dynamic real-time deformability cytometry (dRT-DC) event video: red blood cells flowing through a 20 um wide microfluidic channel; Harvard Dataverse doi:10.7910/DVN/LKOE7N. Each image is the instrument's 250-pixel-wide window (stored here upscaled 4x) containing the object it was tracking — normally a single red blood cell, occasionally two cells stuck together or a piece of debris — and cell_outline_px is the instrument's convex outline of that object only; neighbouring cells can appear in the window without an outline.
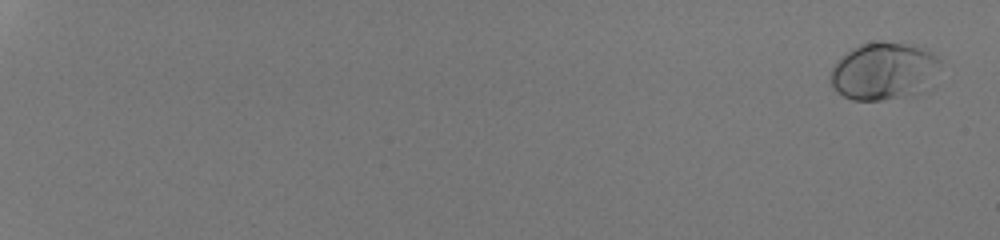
{"species": "human", "species_latin": "Homo sapiens", "temperature_condition": "room temperature", "stored_images_in_passage": 55, "camera_frame_rate_fps": 3000, "um_per_image_px": 0.085, "donor": {"sex": "male"}, "frame": {"image": 1, "passage_image": 2, "time_ms": 0.333, "image_size_px": [1000, 240], "cell_outline_px": [[940, 68], [920, 92], [880, 100], [852, 100], [836, 92], [832, 88], [828, 76], [832, 68], [852, 48], [860, 44], [880, 40], [908, 44], [924, 48], [936, 56], [940, 60]], "centroid_in_image_um": [75.07, 6.02], "position_along_channel_um": 9.9, "area_um2": 36.41}}
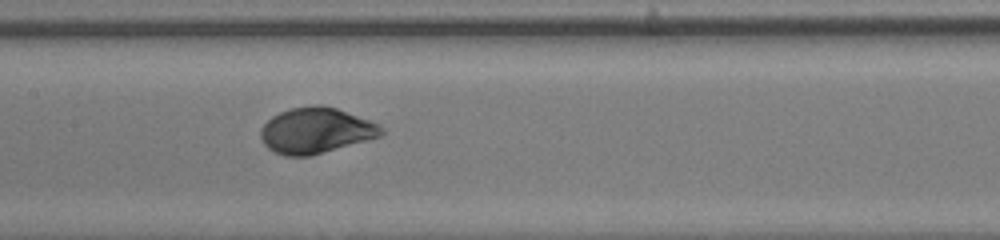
{"frame": {"image": 2, "passage_image": 33, "time_ms": 10.667, "image_size_px": [1000, 240], "cell_outline_px": [[384, 132], [380, 136], [368, 140], [308, 156], [284, 156], [268, 148], [264, 144], [260, 136], [260, 128], [272, 116], [280, 112], [292, 108], [312, 104], [320, 104], [336, 108], [380, 124], [384, 128]], "centroid_in_image_um": [26.84, 11.08], "position_along_channel_um": 180.6, "area_um2": 32.08}}
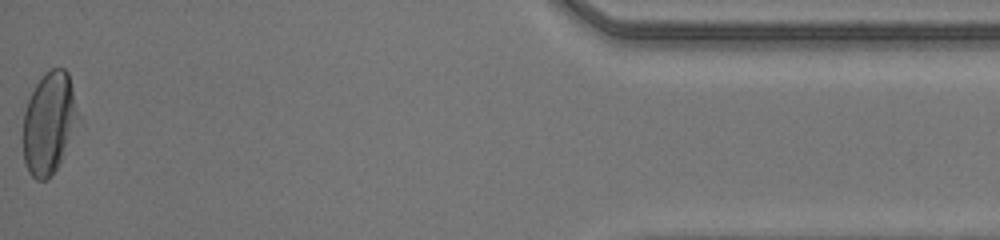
{"frame": {"image": 3, "passage_image": 55, "time_ms": 18.0, "image_size_px": [1000, 240], "cell_outline_px": [[84, 120], [56, 168], [44, 180], [36, 180], [28, 172], [24, 160], [24, 112], [28, 100], [36, 84], [44, 72], [52, 68], [64, 68], [68, 72]], "centroid_in_image_um": [4.26, 10.41], "position_along_channel_um": 430.9, "area_um2": 33.64}, "authors_computed_cell_mechanics": {"area_um2": 32.7148, "velocity_mm_per_s": 4.2311, "shape_relaxation_time_tau1_ms": 2.2614, "shape_relaxation_time_tau2_ms": null, "deformation_change_tau1": 0.1486, "deformation_change_tau2": null}}